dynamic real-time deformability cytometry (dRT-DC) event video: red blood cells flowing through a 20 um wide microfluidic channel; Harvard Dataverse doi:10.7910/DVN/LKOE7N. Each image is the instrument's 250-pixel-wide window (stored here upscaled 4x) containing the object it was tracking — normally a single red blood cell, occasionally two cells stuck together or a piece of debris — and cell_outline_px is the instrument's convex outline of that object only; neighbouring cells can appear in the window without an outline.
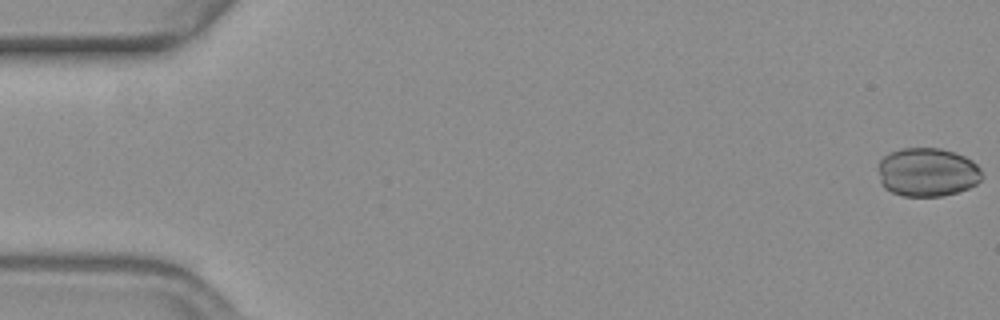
{"species": "common noctule bat (a hibernating species)", "species_latin": "Nyctalus noctula", "temperature_condition": "warm", "stored_images_in_passage": 57, "camera_frame_rate_fps": 3000, "um_per_image_px": 0.085, "animal": {"sex": "female", "body_mass_g": 19.3, "forearm_length_mm": 54.1}, "frame": {"image": 1, "passage_image": 1, "time_ms": 0.0, "image_size_px": [1000, 320], "cell_outline_px": [[984, 176], [976, 184], [968, 188], [956, 192], [940, 196], [904, 196], [892, 192], [884, 188], [880, 180], [880, 160], [888, 152], [900, 148], [940, 148], [964, 156], [972, 160], [980, 168]], "centroid_in_image_um": [78.84, 14.63], "position_along_channel_um": 6.2, "area_um2": 29.42}}
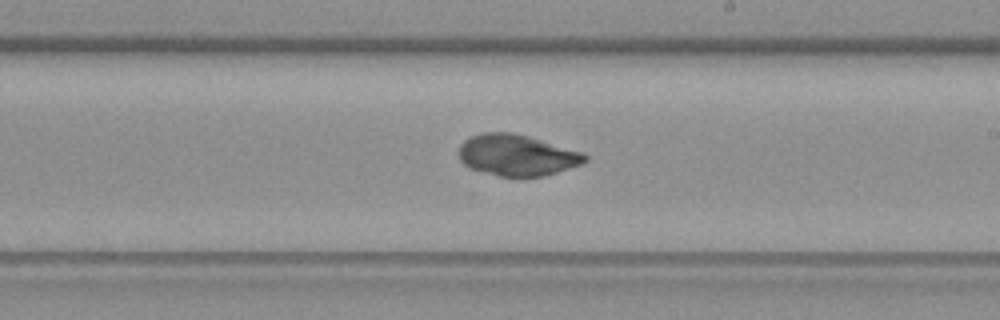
{"frame": {"image": 2, "passage_image": 33, "time_ms": 10.667, "image_size_px": [1000, 320], "cell_outline_px": [[588, 160], [580, 164], [544, 176], [500, 176], [468, 168], [460, 160], [460, 144], [464, 140], [472, 136], [484, 132], [512, 132], [528, 136], [584, 152], [588, 156]], "centroid_in_image_um": [43.94, 13.18], "position_along_channel_um": 245.1, "area_um2": 30.17}}
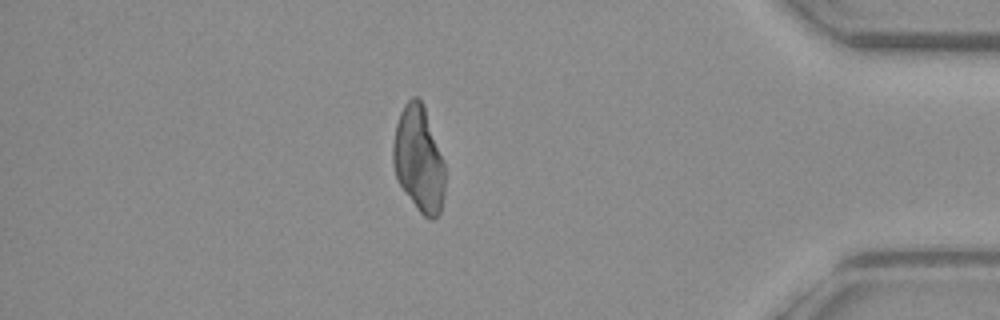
{"frame": {"image": 3, "passage_image": 49, "time_ms": 16.0, "image_size_px": [1000, 320], "cell_outline_px": [[444, 196], [440, 212], [432, 220], [424, 216], [416, 208], [404, 192], [396, 180], [392, 164], [392, 144], [396, 124], [400, 112], [404, 104], [412, 96], [416, 96], [424, 104], [444, 164]], "centroid_in_image_um": [35.56, 13.53], "position_along_channel_um": 399.6, "area_um2": 32.19}}